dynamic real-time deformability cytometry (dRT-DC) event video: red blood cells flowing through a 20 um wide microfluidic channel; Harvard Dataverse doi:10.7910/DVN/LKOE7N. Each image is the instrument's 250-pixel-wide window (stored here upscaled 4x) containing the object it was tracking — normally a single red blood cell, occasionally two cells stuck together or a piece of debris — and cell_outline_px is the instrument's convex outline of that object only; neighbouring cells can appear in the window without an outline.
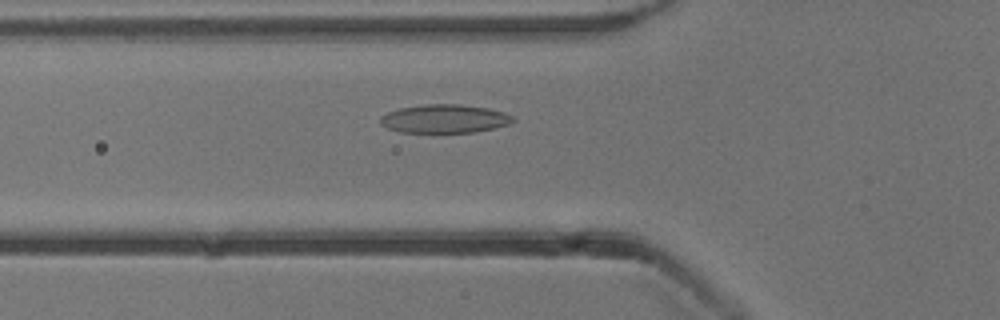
{"species": "common noctule bat (a hibernating species)", "species_latin": "Nyctalus noctula", "temperature_condition": "cold", "stored_images_in_passage": 53, "camera_frame_rate_fps": 3000, "um_per_image_px": 0.085, "animal": {"sex": "male", "body_mass_g": 13.3}, "frame": {"image": 1, "passage_image": 19, "time_ms": 6.0, "image_size_px": [1000, 320], "cell_outline_px": [[516, 120], [508, 124], [476, 132], [400, 132], [388, 128], [380, 124], [380, 116], [388, 112], [400, 108], [424, 104], [460, 104], [488, 108], [504, 112], [512, 116]], "centroid_in_image_um": [37.77, 10.09], "position_along_channel_um": 88.0, "area_um2": 21.96}}
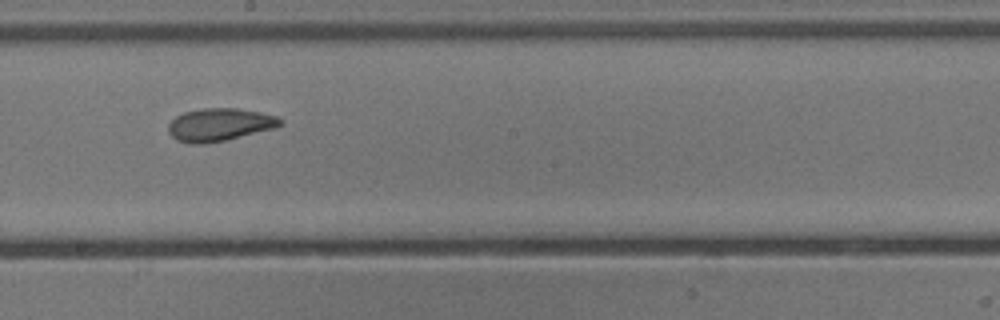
{"frame": {"image": 2, "passage_image": 30, "time_ms": 9.667, "image_size_px": [1000, 320], "cell_outline_px": [[284, 124], [276, 128], [224, 140], [204, 144], [188, 144], [176, 140], [168, 132], [168, 124], [176, 116], [184, 112], [204, 108], [236, 108], [260, 112], [276, 116], [284, 120]], "centroid_in_image_um": [18.67, 10.6], "position_along_channel_um": 229.5, "area_um2": 21.5}}
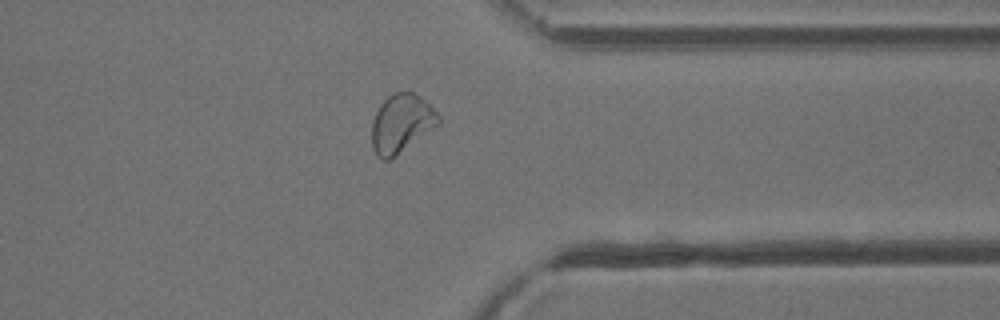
{"frame": {"image": 3, "passage_image": 42, "time_ms": 13.667, "image_size_px": [1000, 320], "cell_outline_px": [[440, 124], [392, 160], [380, 160], [376, 156], [372, 148], [372, 120], [380, 104], [392, 92], [412, 92], [420, 96], [440, 116]], "centroid_in_image_um": [34.1, 10.54], "position_along_channel_um": 377.3, "area_um2": 23.06}, "authors_computed_cell_mechanics": {"area_um2": 22.3108, "velocity_mm_per_s": 3.8353, "shape_relaxation_time_tau1_ms": 9.066, "shape_relaxation_time_tau2_ms": 1.164, "deformation_change_tau1": 0.1855, "deformation_change_tau2": 0.0673}}